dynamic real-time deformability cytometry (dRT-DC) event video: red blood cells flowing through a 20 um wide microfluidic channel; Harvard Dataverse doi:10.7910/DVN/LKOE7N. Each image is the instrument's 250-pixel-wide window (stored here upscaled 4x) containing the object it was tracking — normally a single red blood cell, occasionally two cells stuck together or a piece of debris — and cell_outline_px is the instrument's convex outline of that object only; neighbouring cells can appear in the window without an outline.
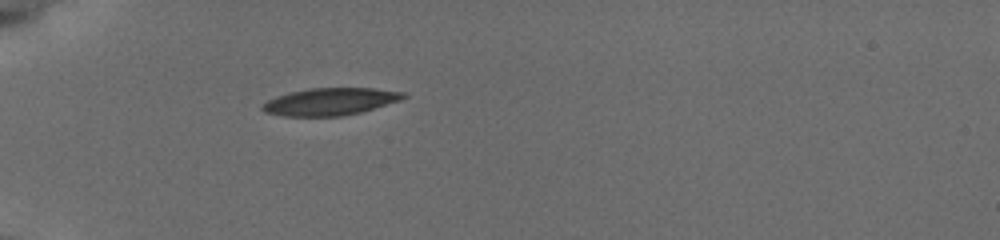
{"species": "common noctule bat (a hibernating species)", "species_latin": "Nyctalus noctula", "temperature_condition": "cold", "stored_images_in_passage": 15, "camera_frame_rate_fps": 3000, "um_per_image_px": 0.085, "animal": {"sex": "female", "body_mass_g": 19.5, "forearm_length_mm": 54.1}, "frame": {"image": 1, "passage_image": 13, "time_ms": 3.333, "image_size_px": [1000, 240], "cell_outline_px": [[408, 96], [360, 112], [340, 116], [284, 116], [264, 112], [260, 108], [268, 100], [276, 96], [292, 92], [312, 88], [372, 88], [404, 92]], "centroid_in_image_um": [28.01, 8.63], "position_along_channel_um": 57.0, "area_um2": 21.91}}